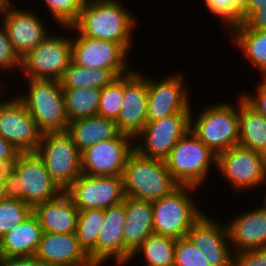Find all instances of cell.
Here are the masks:
<instances>
[{
	"mask_svg": "<svg viewBox=\"0 0 266 266\" xmlns=\"http://www.w3.org/2000/svg\"><path fill=\"white\" fill-rule=\"evenodd\" d=\"M120 1L86 2L72 27L83 36L119 43L130 52L135 41L132 34L138 28V21L137 16Z\"/></svg>",
	"mask_w": 266,
	"mask_h": 266,
	"instance_id": "cell-1",
	"label": "cell"
},
{
	"mask_svg": "<svg viewBox=\"0 0 266 266\" xmlns=\"http://www.w3.org/2000/svg\"><path fill=\"white\" fill-rule=\"evenodd\" d=\"M4 188L6 198L23 200L32 207L64 192L36 153H21L11 167L4 168Z\"/></svg>",
	"mask_w": 266,
	"mask_h": 266,
	"instance_id": "cell-2",
	"label": "cell"
},
{
	"mask_svg": "<svg viewBox=\"0 0 266 266\" xmlns=\"http://www.w3.org/2000/svg\"><path fill=\"white\" fill-rule=\"evenodd\" d=\"M193 112L191 110L190 130L217 156L238 145L239 96L236 104L227 100L213 102L204 106L197 117Z\"/></svg>",
	"mask_w": 266,
	"mask_h": 266,
	"instance_id": "cell-3",
	"label": "cell"
},
{
	"mask_svg": "<svg viewBox=\"0 0 266 266\" xmlns=\"http://www.w3.org/2000/svg\"><path fill=\"white\" fill-rule=\"evenodd\" d=\"M122 177L125 196L149 201L165 197L180 186L165 160L144 157L136 150L129 155Z\"/></svg>",
	"mask_w": 266,
	"mask_h": 266,
	"instance_id": "cell-4",
	"label": "cell"
},
{
	"mask_svg": "<svg viewBox=\"0 0 266 266\" xmlns=\"http://www.w3.org/2000/svg\"><path fill=\"white\" fill-rule=\"evenodd\" d=\"M28 80L27 91L15 96L24 104L42 133L67 131L64 93L60 80Z\"/></svg>",
	"mask_w": 266,
	"mask_h": 266,
	"instance_id": "cell-5",
	"label": "cell"
},
{
	"mask_svg": "<svg viewBox=\"0 0 266 266\" xmlns=\"http://www.w3.org/2000/svg\"><path fill=\"white\" fill-rule=\"evenodd\" d=\"M198 190L193 186H179L171 194L152 201L154 234L176 240L186 237L190 227L206 212L194 198Z\"/></svg>",
	"mask_w": 266,
	"mask_h": 266,
	"instance_id": "cell-6",
	"label": "cell"
},
{
	"mask_svg": "<svg viewBox=\"0 0 266 266\" xmlns=\"http://www.w3.org/2000/svg\"><path fill=\"white\" fill-rule=\"evenodd\" d=\"M165 162L172 177L180 186H193L199 189L209 179L208 175L213 172V166L217 169V155L191 130H188L172 148Z\"/></svg>",
	"mask_w": 266,
	"mask_h": 266,
	"instance_id": "cell-7",
	"label": "cell"
},
{
	"mask_svg": "<svg viewBox=\"0 0 266 266\" xmlns=\"http://www.w3.org/2000/svg\"><path fill=\"white\" fill-rule=\"evenodd\" d=\"M71 35L72 61L85 68L110 70L116 77L131 72L129 52L123 45L79 34L72 26L60 27ZM68 29V30H67ZM76 35V36H75Z\"/></svg>",
	"mask_w": 266,
	"mask_h": 266,
	"instance_id": "cell-8",
	"label": "cell"
},
{
	"mask_svg": "<svg viewBox=\"0 0 266 266\" xmlns=\"http://www.w3.org/2000/svg\"><path fill=\"white\" fill-rule=\"evenodd\" d=\"M35 153L63 191L82 174L81 152L67 131L43 133Z\"/></svg>",
	"mask_w": 266,
	"mask_h": 266,
	"instance_id": "cell-9",
	"label": "cell"
},
{
	"mask_svg": "<svg viewBox=\"0 0 266 266\" xmlns=\"http://www.w3.org/2000/svg\"><path fill=\"white\" fill-rule=\"evenodd\" d=\"M72 61L71 35L50 34L21 58L26 79L61 80Z\"/></svg>",
	"mask_w": 266,
	"mask_h": 266,
	"instance_id": "cell-10",
	"label": "cell"
},
{
	"mask_svg": "<svg viewBox=\"0 0 266 266\" xmlns=\"http://www.w3.org/2000/svg\"><path fill=\"white\" fill-rule=\"evenodd\" d=\"M217 171L227 179L233 191L240 194L254 191L266 180V156L235 145L217 156Z\"/></svg>",
	"mask_w": 266,
	"mask_h": 266,
	"instance_id": "cell-11",
	"label": "cell"
},
{
	"mask_svg": "<svg viewBox=\"0 0 266 266\" xmlns=\"http://www.w3.org/2000/svg\"><path fill=\"white\" fill-rule=\"evenodd\" d=\"M184 75L181 71L162 79L147 76V122L193 110Z\"/></svg>",
	"mask_w": 266,
	"mask_h": 266,
	"instance_id": "cell-12",
	"label": "cell"
},
{
	"mask_svg": "<svg viewBox=\"0 0 266 266\" xmlns=\"http://www.w3.org/2000/svg\"><path fill=\"white\" fill-rule=\"evenodd\" d=\"M190 114H173L146 122L134 138V148L142 156L165 160L177 142L190 130Z\"/></svg>",
	"mask_w": 266,
	"mask_h": 266,
	"instance_id": "cell-13",
	"label": "cell"
},
{
	"mask_svg": "<svg viewBox=\"0 0 266 266\" xmlns=\"http://www.w3.org/2000/svg\"><path fill=\"white\" fill-rule=\"evenodd\" d=\"M13 95L7 99L0 95V135L20 153H35L43 133L24 104Z\"/></svg>",
	"mask_w": 266,
	"mask_h": 266,
	"instance_id": "cell-14",
	"label": "cell"
},
{
	"mask_svg": "<svg viewBox=\"0 0 266 266\" xmlns=\"http://www.w3.org/2000/svg\"><path fill=\"white\" fill-rule=\"evenodd\" d=\"M79 210L107 209L125 198L122 176H89L82 173L66 190Z\"/></svg>",
	"mask_w": 266,
	"mask_h": 266,
	"instance_id": "cell-15",
	"label": "cell"
},
{
	"mask_svg": "<svg viewBox=\"0 0 266 266\" xmlns=\"http://www.w3.org/2000/svg\"><path fill=\"white\" fill-rule=\"evenodd\" d=\"M135 150L134 138L119 133L81 152L82 173L89 176H122L129 155Z\"/></svg>",
	"mask_w": 266,
	"mask_h": 266,
	"instance_id": "cell-16",
	"label": "cell"
},
{
	"mask_svg": "<svg viewBox=\"0 0 266 266\" xmlns=\"http://www.w3.org/2000/svg\"><path fill=\"white\" fill-rule=\"evenodd\" d=\"M14 3L11 1L0 10V23L5 27L13 49L21 59L52 32L42 22L41 16L33 12L35 9L17 8Z\"/></svg>",
	"mask_w": 266,
	"mask_h": 266,
	"instance_id": "cell-17",
	"label": "cell"
},
{
	"mask_svg": "<svg viewBox=\"0 0 266 266\" xmlns=\"http://www.w3.org/2000/svg\"><path fill=\"white\" fill-rule=\"evenodd\" d=\"M219 221L205 212L190 227L186 237L202 250L210 266H233V252L226 221Z\"/></svg>",
	"mask_w": 266,
	"mask_h": 266,
	"instance_id": "cell-18",
	"label": "cell"
},
{
	"mask_svg": "<svg viewBox=\"0 0 266 266\" xmlns=\"http://www.w3.org/2000/svg\"><path fill=\"white\" fill-rule=\"evenodd\" d=\"M132 70L124 75L123 104L115 123L120 133L135 138L147 122V74Z\"/></svg>",
	"mask_w": 266,
	"mask_h": 266,
	"instance_id": "cell-19",
	"label": "cell"
},
{
	"mask_svg": "<svg viewBox=\"0 0 266 266\" xmlns=\"http://www.w3.org/2000/svg\"><path fill=\"white\" fill-rule=\"evenodd\" d=\"M126 223L123 231V266H128L132 254L152 234V201L125 196Z\"/></svg>",
	"mask_w": 266,
	"mask_h": 266,
	"instance_id": "cell-20",
	"label": "cell"
},
{
	"mask_svg": "<svg viewBox=\"0 0 266 266\" xmlns=\"http://www.w3.org/2000/svg\"><path fill=\"white\" fill-rule=\"evenodd\" d=\"M34 256L44 266H95L76 234L43 233Z\"/></svg>",
	"mask_w": 266,
	"mask_h": 266,
	"instance_id": "cell-21",
	"label": "cell"
},
{
	"mask_svg": "<svg viewBox=\"0 0 266 266\" xmlns=\"http://www.w3.org/2000/svg\"><path fill=\"white\" fill-rule=\"evenodd\" d=\"M255 208V209H254ZM236 214L226 226L233 253L266 248V212L259 206Z\"/></svg>",
	"mask_w": 266,
	"mask_h": 266,
	"instance_id": "cell-22",
	"label": "cell"
},
{
	"mask_svg": "<svg viewBox=\"0 0 266 266\" xmlns=\"http://www.w3.org/2000/svg\"><path fill=\"white\" fill-rule=\"evenodd\" d=\"M125 223L124 202L104 209V223L97 237V266H106L107 263L111 262L110 260L115 261L113 262L116 264L115 266H123Z\"/></svg>",
	"mask_w": 266,
	"mask_h": 266,
	"instance_id": "cell-23",
	"label": "cell"
},
{
	"mask_svg": "<svg viewBox=\"0 0 266 266\" xmlns=\"http://www.w3.org/2000/svg\"><path fill=\"white\" fill-rule=\"evenodd\" d=\"M33 213L37 216L43 233H76L79 209L65 191L55 199L36 204Z\"/></svg>",
	"mask_w": 266,
	"mask_h": 266,
	"instance_id": "cell-24",
	"label": "cell"
},
{
	"mask_svg": "<svg viewBox=\"0 0 266 266\" xmlns=\"http://www.w3.org/2000/svg\"><path fill=\"white\" fill-rule=\"evenodd\" d=\"M42 234L39 220L32 212L26 220L0 239V258L34 256Z\"/></svg>",
	"mask_w": 266,
	"mask_h": 266,
	"instance_id": "cell-25",
	"label": "cell"
},
{
	"mask_svg": "<svg viewBox=\"0 0 266 266\" xmlns=\"http://www.w3.org/2000/svg\"><path fill=\"white\" fill-rule=\"evenodd\" d=\"M67 132L80 152L98 142L113 139L120 133L115 121L100 116L70 121Z\"/></svg>",
	"mask_w": 266,
	"mask_h": 266,
	"instance_id": "cell-26",
	"label": "cell"
},
{
	"mask_svg": "<svg viewBox=\"0 0 266 266\" xmlns=\"http://www.w3.org/2000/svg\"><path fill=\"white\" fill-rule=\"evenodd\" d=\"M238 145L266 156V118L239 95Z\"/></svg>",
	"mask_w": 266,
	"mask_h": 266,
	"instance_id": "cell-27",
	"label": "cell"
},
{
	"mask_svg": "<svg viewBox=\"0 0 266 266\" xmlns=\"http://www.w3.org/2000/svg\"><path fill=\"white\" fill-rule=\"evenodd\" d=\"M228 33L232 43L248 58L250 67L254 66L259 75H266V30L251 29L240 23Z\"/></svg>",
	"mask_w": 266,
	"mask_h": 266,
	"instance_id": "cell-28",
	"label": "cell"
},
{
	"mask_svg": "<svg viewBox=\"0 0 266 266\" xmlns=\"http://www.w3.org/2000/svg\"><path fill=\"white\" fill-rule=\"evenodd\" d=\"M176 239L152 234L132 254L130 263L139 256L145 266H174ZM140 253V254H139ZM142 255V256H140Z\"/></svg>",
	"mask_w": 266,
	"mask_h": 266,
	"instance_id": "cell-29",
	"label": "cell"
},
{
	"mask_svg": "<svg viewBox=\"0 0 266 266\" xmlns=\"http://www.w3.org/2000/svg\"><path fill=\"white\" fill-rule=\"evenodd\" d=\"M104 223V209L79 210L76 237L80 247L97 266V237Z\"/></svg>",
	"mask_w": 266,
	"mask_h": 266,
	"instance_id": "cell-30",
	"label": "cell"
},
{
	"mask_svg": "<svg viewBox=\"0 0 266 266\" xmlns=\"http://www.w3.org/2000/svg\"><path fill=\"white\" fill-rule=\"evenodd\" d=\"M62 90L69 122L98 115L101 89L73 88Z\"/></svg>",
	"mask_w": 266,
	"mask_h": 266,
	"instance_id": "cell-31",
	"label": "cell"
},
{
	"mask_svg": "<svg viewBox=\"0 0 266 266\" xmlns=\"http://www.w3.org/2000/svg\"><path fill=\"white\" fill-rule=\"evenodd\" d=\"M116 78L110 70L85 68L71 61L60 81L62 89H102Z\"/></svg>",
	"mask_w": 266,
	"mask_h": 266,
	"instance_id": "cell-32",
	"label": "cell"
},
{
	"mask_svg": "<svg viewBox=\"0 0 266 266\" xmlns=\"http://www.w3.org/2000/svg\"><path fill=\"white\" fill-rule=\"evenodd\" d=\"M33 212V207L20 199L5 198L0 201V239L21 224Z\"/></svg>",
	"mask_w": 266,
	"mask_h": 266,
	"instance_id": "cell-33",
	"label": "cell"
},
{
	"mask_svg": "<svg viewBox=\"0 0 266 266\" xmlns=\"http://www.w3.org/2000/svg\"><path fill=\"white\" fill-rule=\"evenodd\" d=\"M124 75L114 79L101 89L98 115L115 121L123 104Z\"/></svg>",
	"mask_w": 266,
	"mask_h": 266,
	"instance_id": "cell-34",
	"label": "cell"
},
{
	"mask_svg": "<svg viewBox=\"0 0 266 266\" xmlns=\"http://www.w3.org/2000/svg\"><path fill=\"white\" fill-rule=\"evenodd\" d=\"M207 11L219 18L224 26L231 31L242 23V9L245 0H203Z\"/></svg>",
	"mask_w": 266,
	"mask_h": 266,
	"instance_id": "cell-35",
	"label": "cell"
},
{
	"mask_svg": "<svg viewBox=\"0 0 266 266\" xmlns=\"http://www.w3.org/2000/svg\"><path fill=\"white\" fill-rule=\"evenodd\" d=\"M47 6L51 19L60 27H70L77 20L85 6L84 0H42Z\"/></svg>",
	"mask_w": 266,
	"mask_h": 266,
	"instance_id": "cell-36",
	"label": "cell"
},
{
	"mask_svg": "<svg viewBox=\"0 0 266 266\" xmlns=\"http://www.w3.org/2000/svg\"><path fill=\"white\" fill-rule=\"evenodd\" d=\"M174 266H210L201 249L187 237L176 240Z\"/></svg>",
	"mask_w": 266,
	"mask_h": 266,
	"instance_id": "cell-37",
	"label": "cell"
},
{
	"mask_svg": "<svg viewBox=\"0 0 266 266\" xmlns=\"http://www.w3.org/2000/svg\"><path fill=\"white\" fill-rule=\"evenodd\" d=\"M21 66V59L15 53L12 43L8 37L5 27L0 24V72L8 71L7 73L19 72ZM13 70V71H12ZM0 73V78L1 74Z\"/></svg>",
	"mask_w": 266,
	"mask_h": 266,
	"instance_id": "cell-38",
	"label": "cell"
},
{
	"mask_svg": "<svg viewBox=\"0 0 266 266\" xmlns=\"http://www.w3.org/2000/svg\"><path fill=\"white\" fill-rule=\"evenodd\" d=\"M233 266H266V248L233 253Z\"/></svg>",
	"mask_w": 266,
	"mask_h": 266,
	"instance_id": "cell-39",
	"label": "cell"
},
{
	"mask_svg": "<svg viewBox=\"0 0 266 266\" xmlns=\"http://www.w3.org/2000/svg\"><path fill=\"white\" fill-rule=\"evenodd\" d=\"M261 80L256 83V90L253 93L251 91L241 93L242 97L260 114L266 118V75H262Z\"/></svg>",
	"mask_w": 266,
	"mask_h": 266,
	"instance_id": "cell-40",
	"label": "cell"
},
{
	"mask_svg": "<svg viewBox=\"0 0 266 266\" xmlns=\"http://www.w3.org/2000/svg\"><path fill=\"white\" fill-rule=\"evenodd\" d=\"M20 154L17 148L0 135V168L11 167Z\"/></svg>",
	"mask_w": 266,
	"mask_h": 266,
	"instance_id": "cell-41",
	"label": "cell"
},
{
	"mask_svg": "<svg viewBox=\"0 0 266 266\" xmlns=\"http://www.w3.org/2000/svg\"><path fill=\"white\" fill-rule=\"evenodd\" d=\"M0 266H44L35 256L0 258Z\"/></svg>",
	"mask_w": 266,
	"mask_h": 266,
	"instance_id": "cell-42",
	"label": "cell"
},
{
	"mask_svg": "<svg viewBox=\"0 0 266 266\" xmlns=\"http://www.w3.org/2000/svg\"><path fill=\"white\" fill-rule=\"evenodd\" d=\"M244 24L251 29L266 30V4L256 10Z\"/></svg>",
	"mask_w": 266,
	"mask_h": 266,
	"instance_id": "cell-43",
	"label": "cell"
},
{
	"mask_svg": "<svg viewBox=\"0 0 266 266\" xmlns=\"http://www.w3.org/2000/svg\"><path fill=\"white\" fill-rule=\"evenodd\" d=\"M266 4V0H245L242 9V23H244L256 10L262 8Z\"/></svg>",
	"mask_w": 266,
	"mask_h": 266,
	"instance_id": "cell-44",
	"label": "cell"
},
{
	"mask_svg": "<svg viewBox=\"0 0 266 266\" xmlns=\"http://www.w3.org/2000/svg\"><path fill=\"white\" fill-rule=\"evenodd\" d=\"M4 168H0V201L5 199Z\"/></svg>",
	"mask_w": 266,
	"mask_h": 266,
	"instance_id": "cell-45",
	"label": "cell"
},
{
	"mask_svg": "<svg viewBox=\"0 0 266 266\" xmlns=\"http://www.w3.org/2000/svg\"><path fill=\"white\" fill-rule=\"evenodd\" d=\"M265 186H266V180H265V182L260 186V187H263V188H265ZM265 194H263V202L261 203V205L259 206L263 211H265L266 212V189H265V192H264Z\"/></svg>",
	"mask_w": 266,
	"mask_h": 266,
	"instance_id": "cell-46",
	"label": "cell"
},
{
	"mask_svg": "<svg viewBox=\"0 0 266 266\" xmlns=\"http://www.w3.org/2000/svg\"><path fill=\"white\" fill-rule=\"evenodd\" d=\"M12 0H0V10L9 2Z\"/></svg>",
	"mask_w": 266,
	"mask_h": 266,
	"instance_id": "cell-47",
	"label": "cell"
},
{
	"mask_svg": "<svg viewBox=\"0 0 266 266\" xmlns=\"http://www.w3.org/2000/svg\"><path fill=\"white\" fill-rule=\"evenodd\" d=\"M2 79H0V95H2V93H4L5 91L3 90V89H5L4 88V85H2V84H4L3 82V80L1 81Z\"/></svg>",
	"mask_w": 266,
	"mask_h": 266,
	"instance_id": "cell-48",
	"label": "cell"
}]
</instances>
